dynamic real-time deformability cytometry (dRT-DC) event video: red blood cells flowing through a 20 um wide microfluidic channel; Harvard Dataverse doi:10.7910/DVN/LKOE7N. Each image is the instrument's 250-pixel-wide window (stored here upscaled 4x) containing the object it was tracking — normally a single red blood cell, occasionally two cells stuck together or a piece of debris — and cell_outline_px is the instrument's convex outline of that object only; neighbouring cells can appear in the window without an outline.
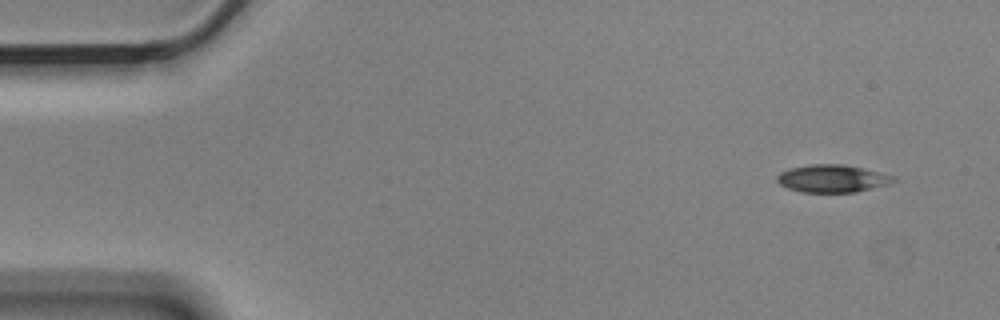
{"species": "Egyptian fruit bat (a non-hibernating species)", "species_latin": "Rousettus aegyptiacus", "temperature_condition": "cold", "stored_images_in_passage": 5, "camera_frame_rate_fps": 3000, "um_per_image_px": 0.085, "animal": {"sex": "male"}, "frame": {"image": 1, "passage_image": 1, "time_ms": 0.0, "image_size_px": [1000, 320], "cell_outline_px": [[896, 180], [888, 184], [856, 192], [804, 192], [788, 188], [780, 184], [776, 180], [776, 176], [780, 172], [788, 168], [808, 164], [844, 164], [892, 176]], "centroid_in_image_um": [70.67, 15.17], "position_along_channel_um": 14.3, "area_um2": 18.5}}
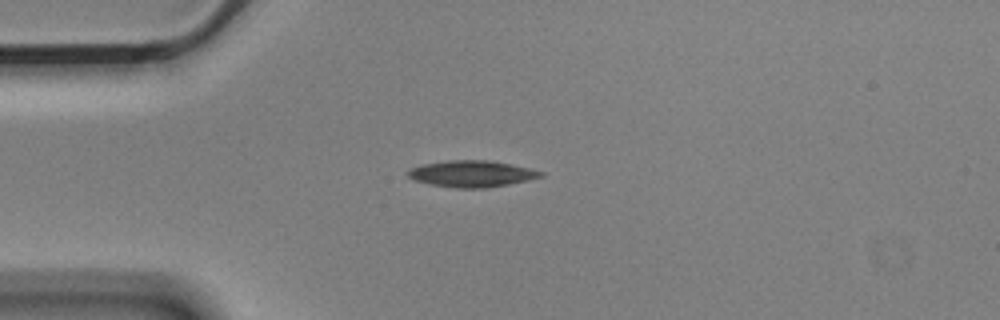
{"frame": {"image": 2, "passage_image": 4, "time_ms": 1.0, "image_size_px": [1000, 320], "cell_outline_px": [[544, 176], [528, 180], [488, 188], [456, 188], [428, 184], [412, 180], [404, 172], [408, 168], [424, 164], [448, 160], [492, 160], [528, 168], [544, 172]], "centroid_in_image_um": [40.04, 14.77], "position_along_channel_um": 45.0, "area_um2": 20.69}}